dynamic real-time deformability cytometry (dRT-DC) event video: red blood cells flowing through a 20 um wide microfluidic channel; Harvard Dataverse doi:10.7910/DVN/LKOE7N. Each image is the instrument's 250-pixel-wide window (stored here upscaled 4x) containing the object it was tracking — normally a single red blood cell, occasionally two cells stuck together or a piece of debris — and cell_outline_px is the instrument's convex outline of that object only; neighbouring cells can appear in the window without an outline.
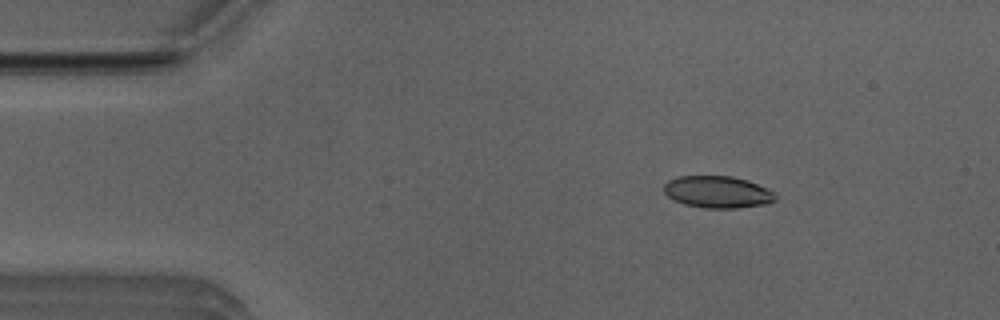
{"species": "Egyptian fruit bat (a non-hibernating species)", "species_latin": "Rousettus aegyptiacus", "temperature_condition": "room temperature", "stored_images_in_passage": 42, "camera_frame_rate_fps": 3000, "um_per_image_px": 0.085, "animal": {"sex": "male"}, "frame": {"image": 1, "passage_image": 8, "time_ms": 2.333, "image_size_px": [1000, 320], "cell_outline_px": [[776, 200], [764, 204], [736, 208], [704, 208], [684, 204], [668, 196], [664, 192], [664, 184], [668, 180], [680, 176], [732, 176], [748, 180], [768, 188], [776, 192]], "centroid_in_image_um": [61.02, 16.31], "position_along_channel_um": 24.0, "area_um2": 20.81}}
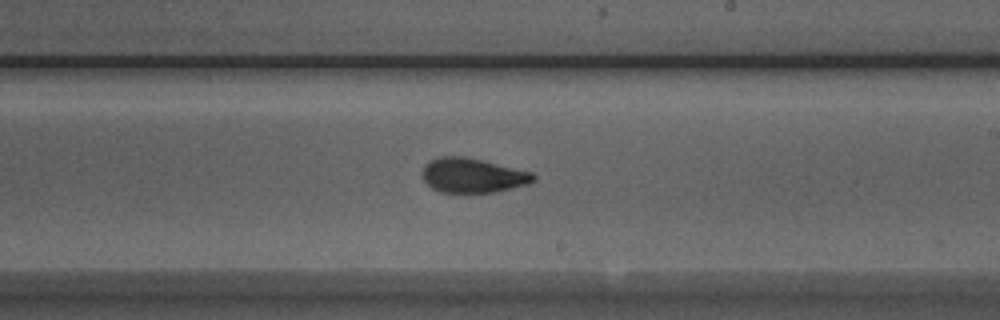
{"frame": {"image": 2, "passage_image": 30, "time_ms": 9.667, "image_size_px": [1000, 320], "cell_outline_px": [[536, 180], [528, 184], [492, 192], [440, 192], [432, 188], [424, 180], [424, 164], [440, 156], [464, 156], [532, 172], [536, 176]], "centroid_in_image_um": [40.19, 14.91], "position_along_channel_um": 248.8, "area_um2": 22.02}}
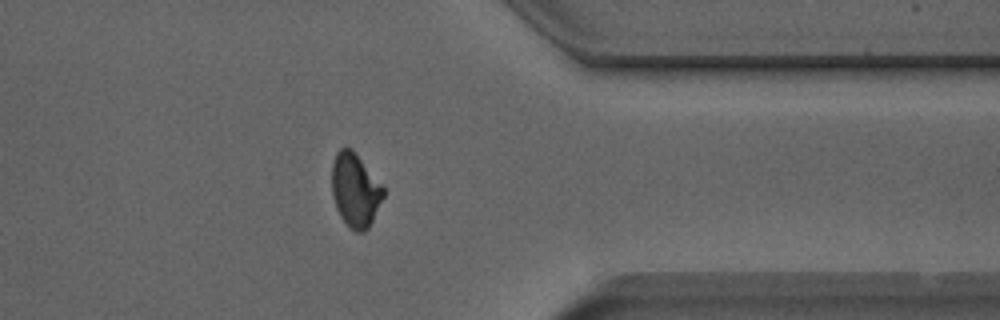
{"frame": {"image": 3, "passage_image": 41, "time_ms": 13.333, "image_size_px": [1000, 320], "cell_outline_px": [[384, 196], [368, 228], [364, 232], [356, 232], [348, 228], [340, 216], [336, 208], [332, 196], [332, 164], [336, 152], [340, 148], [352, 148], [384, 188]], "centroid_in_image_um": [30.17, 16.18], "position_along_channel_um": 381.2, "area_um2": 22.08}}